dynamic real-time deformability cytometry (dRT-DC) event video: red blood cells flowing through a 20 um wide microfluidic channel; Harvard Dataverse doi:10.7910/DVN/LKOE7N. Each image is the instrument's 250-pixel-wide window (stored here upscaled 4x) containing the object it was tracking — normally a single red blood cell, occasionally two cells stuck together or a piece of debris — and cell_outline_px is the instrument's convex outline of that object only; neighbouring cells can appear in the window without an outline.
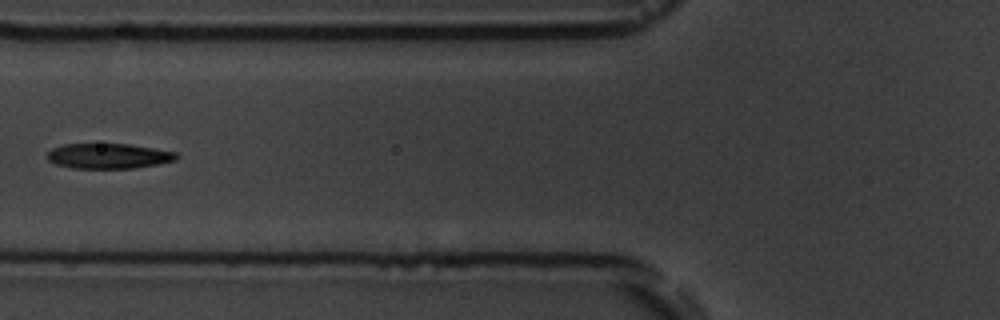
{"species": "common noctule bat (a hibernating species)", "species_latin": "Nyctalus noctula", "temperature_condition": "room temperature", "stored_images_in_passage": 16, "camera_frame_rate_fps": 3000, "um_per_image_px": 0.085, "animal": {"sex": "male", "body_mass_g": 19.5, "forearm_length_mm": 54.6}, "frame": {"image": 1, "passage_image": 7, "time_ms": 7.667, "image_size_px": [1000, 320], "cell_outline_px": [[180, 156], [176, 160], [136, 168], [72, 168], [56, 164], [48, 160], [48, 152], [52, 148], [64, 144], [128, 144], [176, 152]], "centroid_in_image_um": [9.23, 13.26], "position_along_channel_um": 116.6, "area_um2": 18.84}}
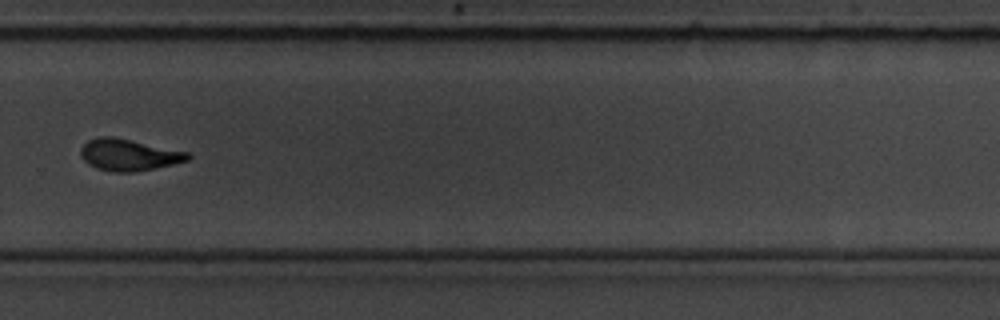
{"frame": {"image": 2, "passage_image": 12, "time_ms": 13.333, "image_size_px": [1000, 320], "cell_outline_px": [[192, 156], [188, 160], [156, 168], [136, 172], [112, 172], [96, 168], [88, 164], [80, 156], [80, 148], [88, 140], [100, 136], [112, 136], [188, 152]], "centroid_in_image_um": [10.91, 13.17], "position_along_channel_um": 318.9, "area_um2": 19.77}}
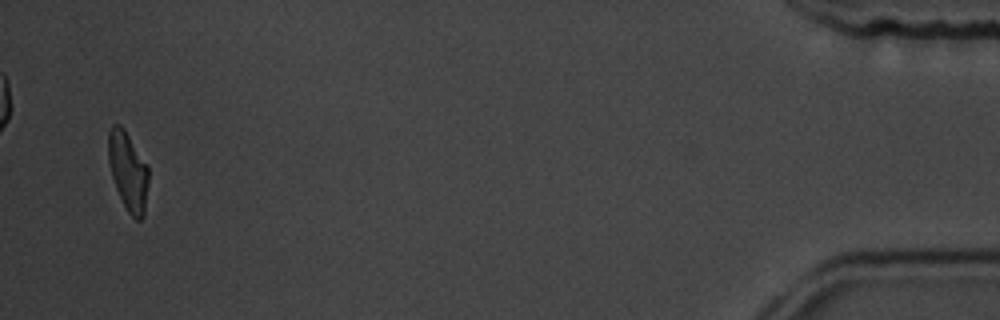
{"frame": {"image": 3, "passage_image": 16, "time_ms": 18.667, "image_size_px": [1000, 320], "cell_outline_px": [[148, 180], [144, 216], [140, 220], [136, 220], [128, 212], [116, 188], [112, 176], [108, 160], [108, 132], [112, 124], [120, 124], [124, 128], [148, 164]], "centroid_in_image_um": [10.89, 14.51], "position_along_channel_um": 424.3, "area_um2": 18.5}, "authors_computed_cell_mechanics": {"area_um2": 18.8717, "velocity_mm_per_s": 3.5753, "shape_relaxation_time_tau1_ms": 2.2895, "shape_relaxation_time_tau2_ms": 1.2395, "deformation_change_tau1": 0.119, "deformation_change_tau2": 0.0718}}